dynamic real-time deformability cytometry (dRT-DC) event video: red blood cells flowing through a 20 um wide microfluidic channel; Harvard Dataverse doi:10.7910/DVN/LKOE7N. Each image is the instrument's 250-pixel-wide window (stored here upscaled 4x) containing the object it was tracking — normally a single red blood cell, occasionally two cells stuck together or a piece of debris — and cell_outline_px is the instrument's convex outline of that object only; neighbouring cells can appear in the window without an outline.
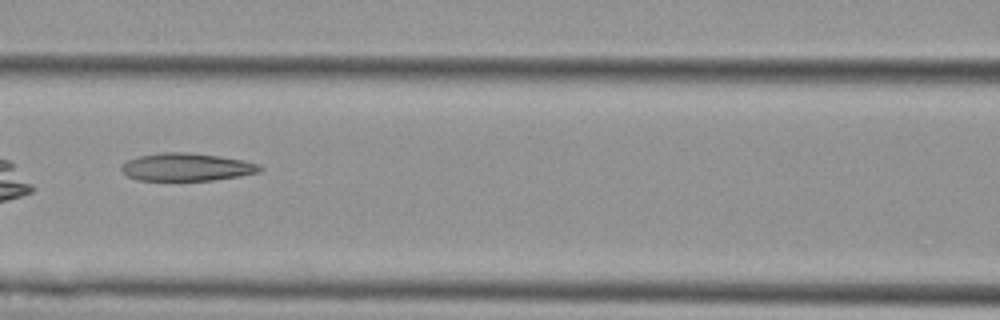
{"species": "Egyptian fruit bat (a non-hibernating species)", "species_latin": "Rousettus aegyptiacus", "temperature_condition": "cold", "stored_images_in_passage": 8, "camera_frame_rate_fps": 3000, "um_per_image_px": 0.085, "animal": {"sex": "female"}, "frame": {"image": 1, "passage_image": 7, "time_ms": 2.0, "image_size_px": [1000, 320], "cell_outline_px": [[264, 168], [260, 172], [240, 176], [212, 180], [136, 180], [128, 176], [120, 168], [128, 160], [136, 156], [160, 152], [184, 152], [220, 156], [244, 160], [260, 164]], "centroid_in_image_um": [15.89, 14.19], "position_along_channel_um": 150.7, "area_um2": 22.48}}